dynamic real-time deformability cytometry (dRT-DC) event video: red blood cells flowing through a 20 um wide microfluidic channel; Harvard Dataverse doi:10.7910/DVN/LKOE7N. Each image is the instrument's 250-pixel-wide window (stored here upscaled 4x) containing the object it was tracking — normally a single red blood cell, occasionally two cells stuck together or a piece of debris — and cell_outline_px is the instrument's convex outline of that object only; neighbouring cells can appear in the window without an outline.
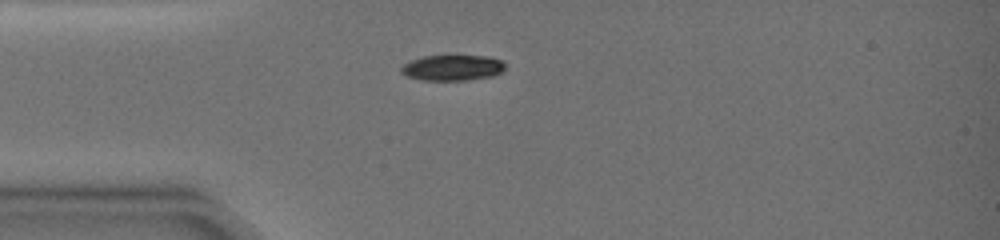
{"species": "common noctule bat (a hibernating species)", "species_latin": "Nyctalus noctula", "temperature_condition": "warm", "stored_images_in_passage": 7, "camera_frame_rate_fps": 3000, "um_per_image_px": 0.085, "animal": {"sex": "female", "body_mass_g": 19.0, "forearm_length_mm": 51.5}, "frame": {"image": 1, "passage_image": 1, "time_ms": 0.0, "image_size_px": [1000, 240], "cell_outline_px": [[504, 72], [492, 76], [468, 80], [420, 80], [408, 76], [400, 72], [400, 68], [404, 64], [412, 60], [424, 56], [448, 52], [456, 52], [488, 56], [500, 60], [504, 64]], "centroid_in_image_um": [38.48, 5.69], "position_along_channel_um": 46.5, "area_um2": 16.53}}